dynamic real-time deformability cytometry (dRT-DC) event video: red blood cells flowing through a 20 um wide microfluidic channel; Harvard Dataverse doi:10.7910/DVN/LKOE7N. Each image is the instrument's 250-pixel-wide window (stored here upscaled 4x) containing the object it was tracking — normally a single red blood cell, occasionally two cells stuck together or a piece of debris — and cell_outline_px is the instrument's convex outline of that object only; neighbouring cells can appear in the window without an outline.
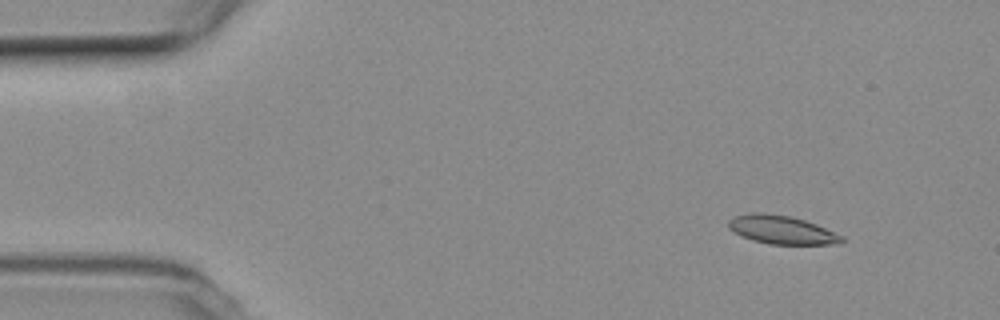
{"species": "common noctule bat (a hibernating species)", "species_latin": "Nyctalus noctula", "temperature_condition": "room temperature", "stored_images_in_passage": 54, "camera_frame_rate_fps": 3000, "um_per_image_px": 0.085, "animal": {"sex": "female", "body_mass_g": 19.3, "forearm_length_mm": 54.1}, "frame": {"image": 1, "passage_image": 6, "time_ms": 1.667, "image_size_px": [1000, 320], "cell_outline_px": [[844, 240], [840, 244], [768, 244], [752, 240], [740, 236], [728, 228], [728, 220], [732, 216], [748, 212], [764, 212], [792, 216], [816, 224], [844, 236]], "centroid_in_image_um": [66.4, 19.52], "position_along_channel_um": 18.6, "area_um2": 19.13}}
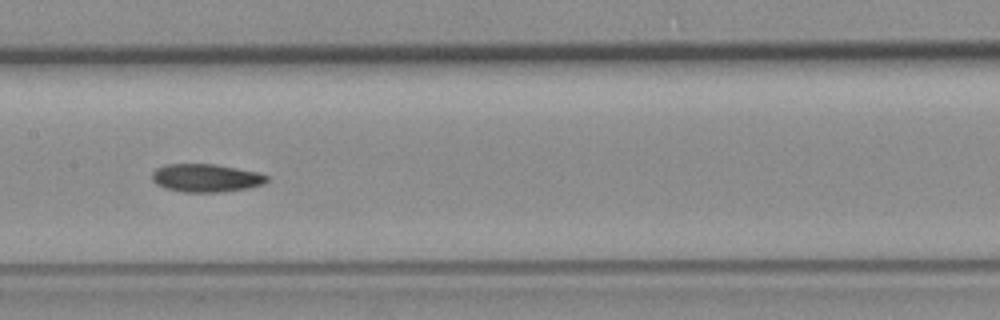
{"frame": {"image": 2, "passage_image": 27, "time_ms": 8.667, "image_size_px": [1000, 320], "cell_outline_px": [[268, 180], [264, 184], [248, 188], [220, 192], [184, 192], [164, 188], [156, 184], [152, 180], [152, 172], [156, 168], [164, 164], [216, 164], [260, 172], [268, 176]], "centroid_in_image_um": [17.51, 15.12], "position_along_channel_um": 189.9, "area_um2": 19.02}}
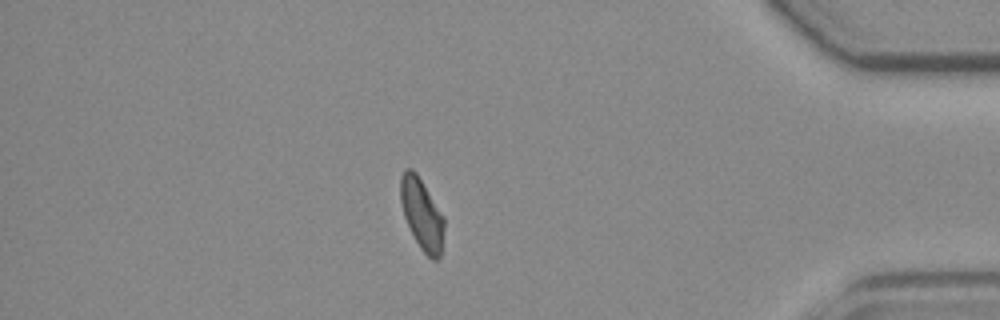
{"frame": {"image": 3, "passage_image": 47, "time_ms": 15.333, "image_size_px": [1000, 320], "cell_outline_px": [[444, 228], [440, 256], [436, 260], [432, 260], [420, 248], [404, 216], [400, 200], [400, 176], [404, 168], [412, 168], [416, 172], [444, 216]], "centroid_in_image_um": [35.85, 18.16], "position_along_channel_um": 399.4, "area_um2": 17.98}, "authors_computed_cell_mechanics": {"area_um2": 18.6405, "velocity_mm_per_s": 3.7667, "shape_relaxation_time_tau1_ms": 5.8559, "shape_relaxation_time_tau2_ms": 5.9701, "deformation_change_tau1": 0.1447, "deformation_change_tau2": 0.1135}}